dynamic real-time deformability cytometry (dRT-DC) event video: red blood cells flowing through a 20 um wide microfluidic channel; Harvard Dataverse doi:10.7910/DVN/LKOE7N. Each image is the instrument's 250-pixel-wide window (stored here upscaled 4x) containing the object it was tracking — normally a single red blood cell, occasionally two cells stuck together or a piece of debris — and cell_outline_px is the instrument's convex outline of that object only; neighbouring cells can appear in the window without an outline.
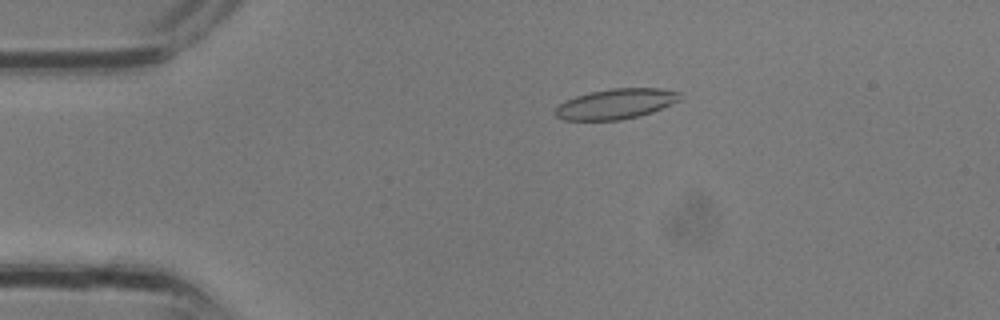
{"species": "common noctule bat (a hibernating species)", "species_latin": "Nyctalus noctula", "temperature_condition": "room temperature", "stored_images_in_passage": 14, "camera_frame_rate_fps": 3000, "um_per_image_px": 0.085, "animal": {"sex": "male", "body_mass_g": 13.3}, "frame": {"image": 1, "passage_image": 7, "time_ms": 2.0, "image_size_px": [1000, 320], "cell_outline_px": [[680, 100], [672, 104], [652, 112], [620, 120], [564, 120], [556, 116], [556, 108], [564, 100], [576, 96], [592, 92], [612, 88], [660, 88], [680, 92]], "centroid_in_image_um": [52.36, 8.82], "position_along_channel_um": 32.6, "area_um2": 21.79}}
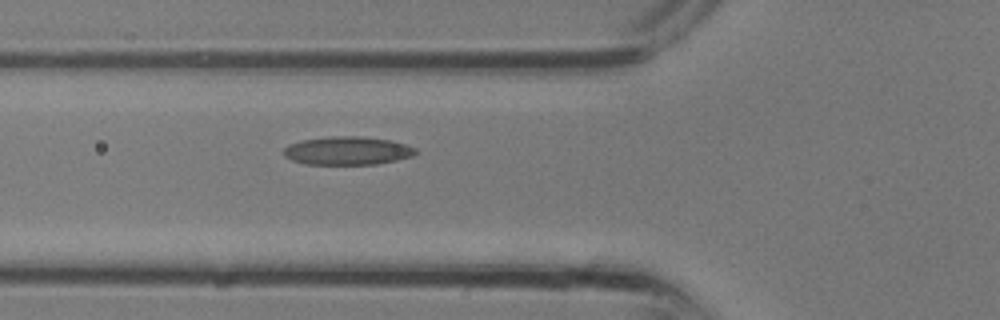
{"frame": {"image": 2, "passage_image": 12, "time_ms": 3.667, "image_size_px": [1000, 320], "cell_outline_px": [[416, 152], [412, 156], [396, 160], [376, 164], [304, 164], [292, 160], [284, 156], [284, 148], [288, 144], [300, 140], [328, 136], [360, 136], [392, 140], [416, 148]], "centroid_in_image_um": [29.5, 12.8], "position_along_channel_um": 96.3, "area_um2": 21.85}}
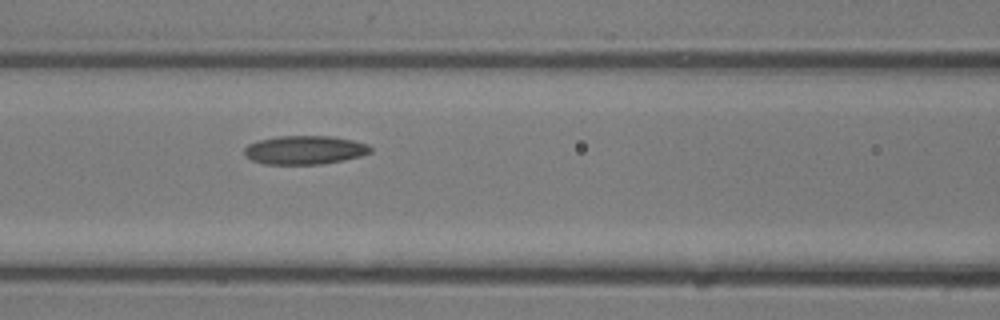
{"frame": {"image": 3, "passage_image": 14, "time_ms": 4.333, "image_size_px": [1000, 320], "cell_outline_px": [[372, 152], [360, 156], [344, 160], [320, 164], [264, 164], [252, 160], [244, 156], [244, 148], [248, 144], [260, 140], [276, 136], [332, 136], [352, 140], [368, 144], [372, 148]], "centroid_in_image_um": [25.9, 12.75], "position_along_channel_um": 140.7, "area_um2": 21.15}}